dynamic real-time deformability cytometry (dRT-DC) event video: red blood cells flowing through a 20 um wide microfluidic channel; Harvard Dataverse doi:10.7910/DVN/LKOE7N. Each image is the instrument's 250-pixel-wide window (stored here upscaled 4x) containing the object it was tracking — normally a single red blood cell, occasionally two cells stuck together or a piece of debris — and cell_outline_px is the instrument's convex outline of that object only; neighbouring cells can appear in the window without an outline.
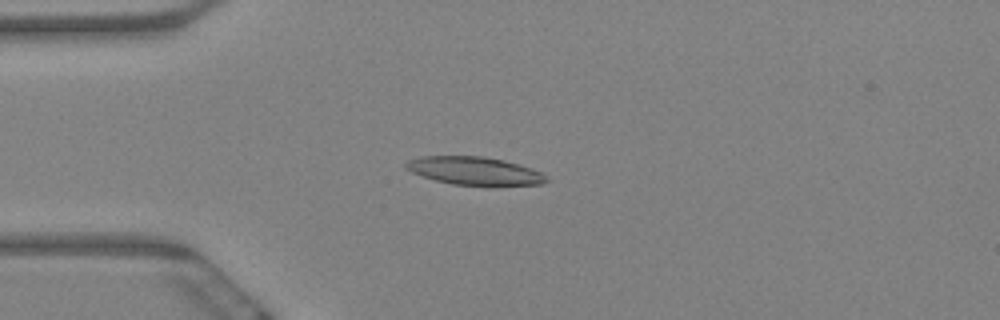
{"species": "Egyptian fruit bat (a non-hibernating species)", "species_latin": "Rousettus aegyptiacus", "temperature_condition": "warm", "stored_images_in_passage": 7, "camera_frame_rate_fps": 3000, "um_per_image_px": 0.085, "animal": {"sex": "female"}, "frame": {"image": 1, "passage_image": 5, "time_ms": 1.333, "image_size_px": [1000, 320], "cell_outline_px": [[548, 180], [544, 184], [492, 188], [488, 188], [452, 184], [436, 180], [412, 172], [404, 168], [404, 164], [408, 160], [420, 156], [480, 156], [504, 160], [520, 164], [532, 168], [548, 176]], "centroid_in_image_um": [40.42, 14.57], "position_along_channel_um": 44.6, "area_um2": 23.93}}
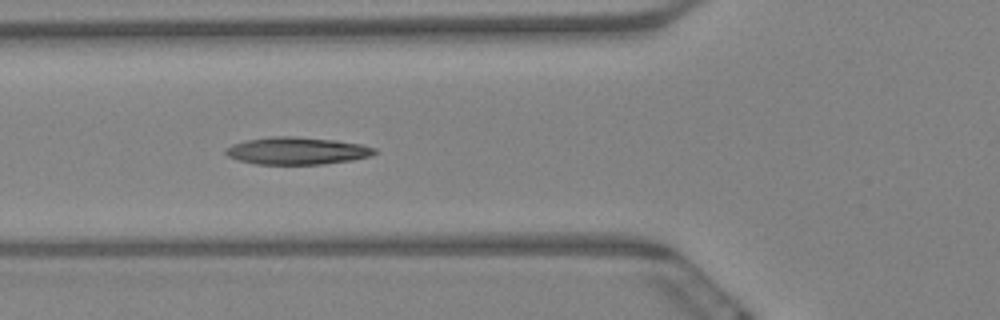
{"frame": {"image": 2, "passage_image": 7, "time_ms": 2.0, "image_size_px": [1000, 320], "cell_outline_px": [[376, 152], [372, 156], [352, 160], [324, 164], [256, 164], [240, 160], [228, 156], [224, 152], [224, 148], [232, 144], [248, 140], [272, 136], [296, 136], [336, 140], [360, 144], [376, 148]], "centroid_in_image_um": [25.25, 12.81], "position_along_channel_um": 100.5, "area_um2": 23.76}}